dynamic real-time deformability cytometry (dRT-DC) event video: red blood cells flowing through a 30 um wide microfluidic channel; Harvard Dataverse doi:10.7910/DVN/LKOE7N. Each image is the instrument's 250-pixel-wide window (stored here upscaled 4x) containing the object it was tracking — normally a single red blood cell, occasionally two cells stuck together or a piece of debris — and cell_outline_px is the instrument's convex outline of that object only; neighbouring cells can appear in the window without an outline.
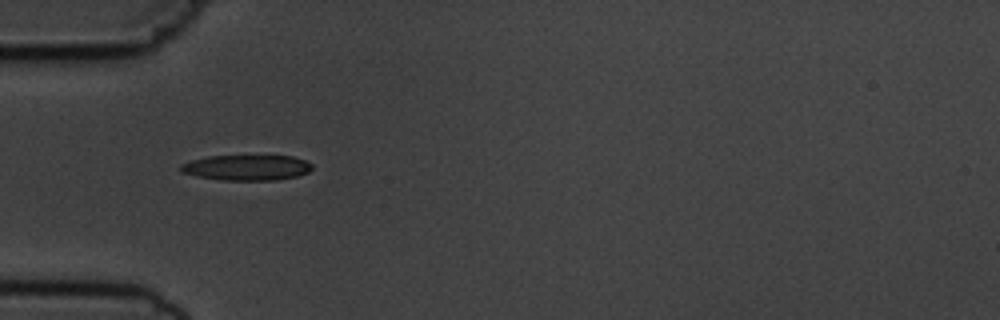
{"species": "common noctule bat (a hibernating species)", "species_latin": "Nyctalus noctula", "temperature_condition": "cold", "stored_images_in_passage": 7, "camera_frame_rate_fps": 3000, "um_per_image_px": 0.085, "animal": {"sex": "male", "body_mass_g": 19.5, "forearm_length_mm": 54.6}, "frame": {"image": 1, "passage_image": 1, "time_ms": 0.0, "image_size_px": [1000, 320], "cell_outline_px": [[312, 168], [308, 172], [296, 176], [276, 180], [220, 180], [196, 176], [184, 172], [180, 168], [180, 164], [192, 160], [208, 156], [292, 156], [304, 160], [312, 164]], "centroid_in_image_um": [20.97, 14.24], "position_along_channel_um": 64.0, "area_um2": 19.36}}
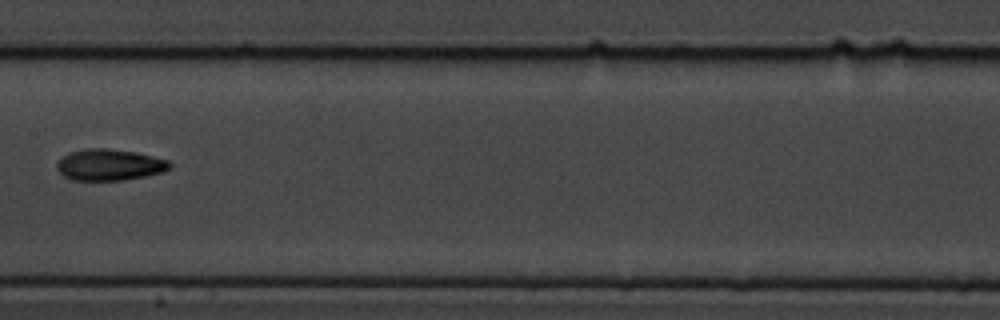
{"frame": {"image": 2, "passage_image": 4, "time_ms": 3.667, "image_size_px": [1000, 320], "cell_outline_px": [[172, 164], [164, 172], [124, 180], [72, 180], [64, 176], [56, 168], [56, 164], [68, 152], [84, 148], [108, 148], [136, 152], [168, 160]], "centroid_in_image_um": [9.29, 14.0], "position_along_channel_um": 198.1, "area_um2": 20.63}}
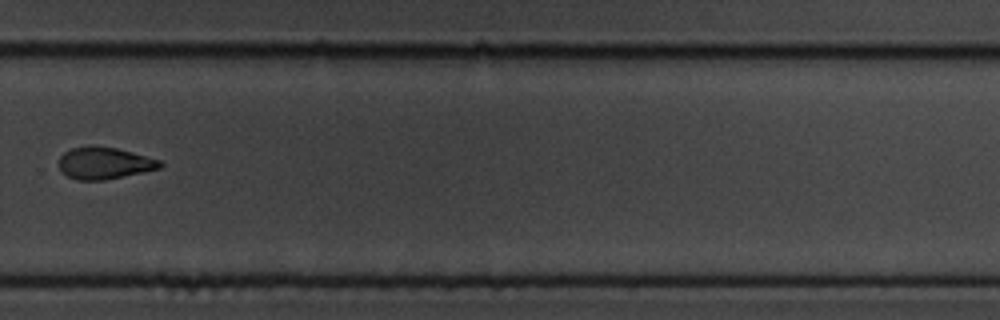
{"frame": {"image": 3, "passage_image": 7, "time_ms": 7.0, "image_size_px": [1000, 320], "cell_outline_px": [[164, 164], [160, 168], [144, 172], [104, 180], [76, 180], [60, 172], [56, 164], [60, 156], [64, 152], [72, 148], [88, 144], [92, 144], [116, 148], [132, 152], [160, 160]], "centroid_in_image_um": [8.81, 13.85], "position_along_channel_um": 321.0, "area_um2": 19.25}}